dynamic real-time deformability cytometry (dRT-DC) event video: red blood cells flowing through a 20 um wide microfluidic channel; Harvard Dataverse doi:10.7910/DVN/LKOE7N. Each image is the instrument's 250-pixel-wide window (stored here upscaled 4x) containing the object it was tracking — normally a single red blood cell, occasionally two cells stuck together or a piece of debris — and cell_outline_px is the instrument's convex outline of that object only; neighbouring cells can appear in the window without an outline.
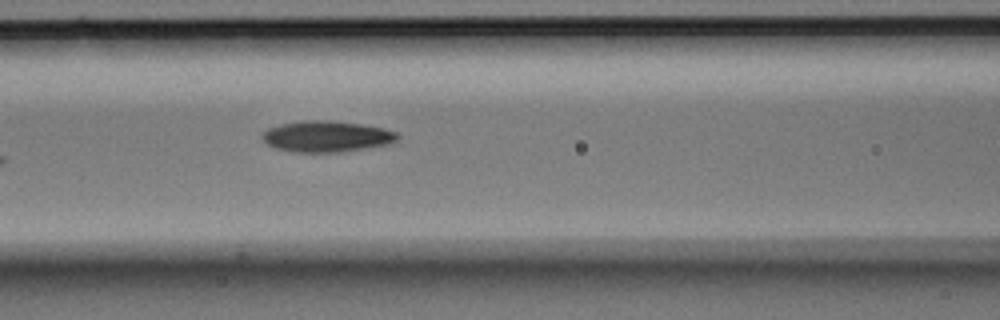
{"species": "Egyptian fruit bat (a non-hibernating species)", "species_latin": "Rousettus aegyptiacus", "temperature_condition": "room temperature", "stored_images_in_passage": 6, "camera_frame_rate_fps": 3000, "um_per_image_px": 0.085, "animal": {"sex": "male"}, "frame": {"image": 1, "passage_image": 6, "time_ms": 1.667, "image_size_px": [1000, 320], "cell_outline_px": [[400, 136], [396, 140], [388, 144], [340, 152], [292, 152], [276, 148], [268, 144], [260, 136], [268, 128], [280, 124], [300, 120], [328, 120], [360, 124], [384, 128], [396, 132]], "centroid_in_image_um": [27.74, 11.59], "position_along_channel_um": 138.9, "area_um2": 24.45}}